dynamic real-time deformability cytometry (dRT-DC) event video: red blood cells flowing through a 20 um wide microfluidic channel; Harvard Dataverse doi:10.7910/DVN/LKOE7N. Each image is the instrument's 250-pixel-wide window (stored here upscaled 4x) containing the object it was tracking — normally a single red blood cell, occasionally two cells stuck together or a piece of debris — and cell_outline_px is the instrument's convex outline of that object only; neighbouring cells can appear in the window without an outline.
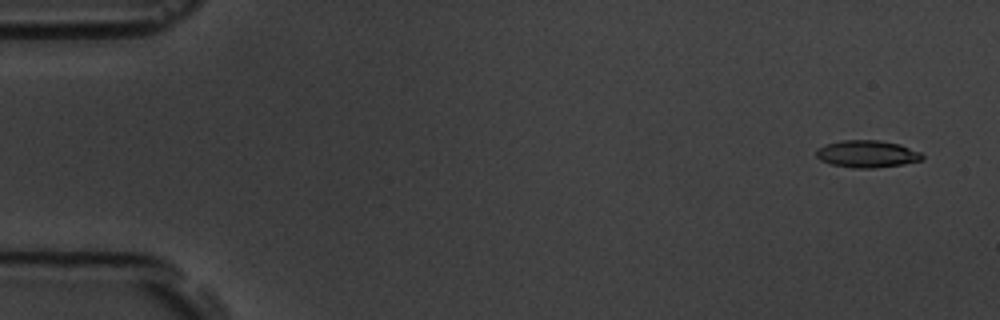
{"species": "common noctule bat (a hibernating species)", "species_latin": "Nyctalus noctula", "temperature_condition": "room temperature", "stored_images_in_passage": 3, "camera_frame_rate_fps": 3000, "um_per_image_px": 0.085, "animal": {"sex": "male", "body_mass_g": 19.5, "forearm_length_mm": 54.6}, "frame": {"image": 1, "passage_image": 1, "time_ms": 0.0, "image_size_px": [1000, 320], "cell_outline_px": [[924, 160], [904, 164], [872, 168], [852, 168], [832, 164], [820, 160], [816, 156], [816, 148], [824, 144], [840, 140], [880, 140], [900, 144], [920, 152], [924, 156]], "centroid_in_image_um": [73.69, 13.08], "position_along_channel_um": 11.3, "area_um2": 16.99}}